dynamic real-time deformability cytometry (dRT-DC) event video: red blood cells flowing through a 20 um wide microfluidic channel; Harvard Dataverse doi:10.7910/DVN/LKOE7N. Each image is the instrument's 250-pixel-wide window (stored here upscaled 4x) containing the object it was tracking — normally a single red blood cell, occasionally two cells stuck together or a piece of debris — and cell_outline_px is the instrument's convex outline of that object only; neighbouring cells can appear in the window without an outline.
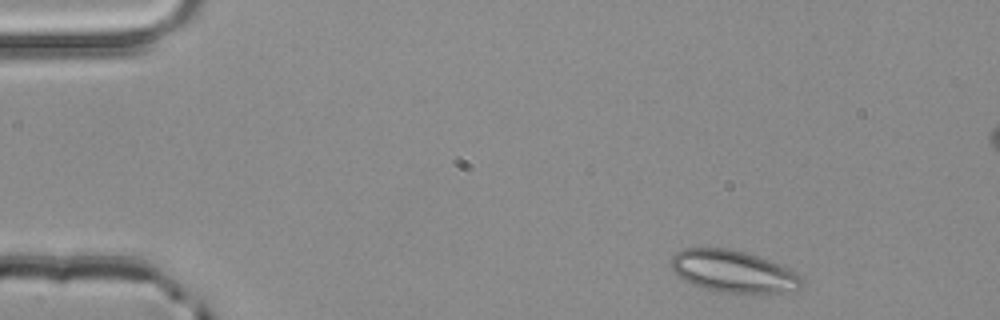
{"species": "common noctule bat (a hibernating species)", "species_latin": "Nyctalus noctula", "temperature_condition": "room temperature", "stored_images_in_passage": 4, "camera_frame_rate_fps": 3000, "um_per_image_px": 0.085, "animal": {"sex": "male", "body_mass_g": 20.4}, "frame": {"image": 1, "passage_image": 1, "time_ms": 0.0, "image_size_px": [1000, 320], "cell_outline_px": [[804, 284], [796, 292], [724, 292], [704, 288], [692, 284], [684, 280], [672, 268], [672, 256], [676, 252], [684, 248], [724, 248], [744, 252], [768, 260], [788, 268], [800, 276], [804, 280]], "centroid_in_image_um": [62.36, 23.07], "position_along_channel_um": 22.6, "area_um2": 31.56}}